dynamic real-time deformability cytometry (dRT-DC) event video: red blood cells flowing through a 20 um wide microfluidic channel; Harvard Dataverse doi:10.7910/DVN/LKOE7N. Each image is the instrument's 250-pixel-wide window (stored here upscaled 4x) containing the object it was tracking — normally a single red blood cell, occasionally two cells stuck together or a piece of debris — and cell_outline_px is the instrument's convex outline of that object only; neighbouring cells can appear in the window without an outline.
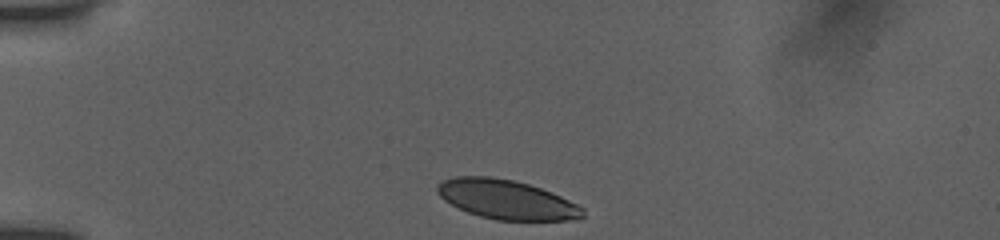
{"species": "human", "species_latin": "Homo sapiens", "temperature_condition": "room temperature", "stored_images_in_passage": 34, "camera_frame_rate_fps": 3000, "um_per_image_px": 0.085, "donor": {"sex": "female"}, "frame": {"image": 1, "passage_image": 1, "time_ms": 0.0, "image_size_px": [1000, 240], "cell_outline_px": [[584, 216], [580, 220], [496, 220], [480, 216], [468, 212], [444, 200], [436, 192], [436, 184], [444, 180], [456, 176], [488, 176], [512, 180], [528, 184], [552, 192], [584, 208]], "centroid_in_image_um": [43.06, 16.96], "position_along_channel_um": 41.9, "area_um2": 33.23}}
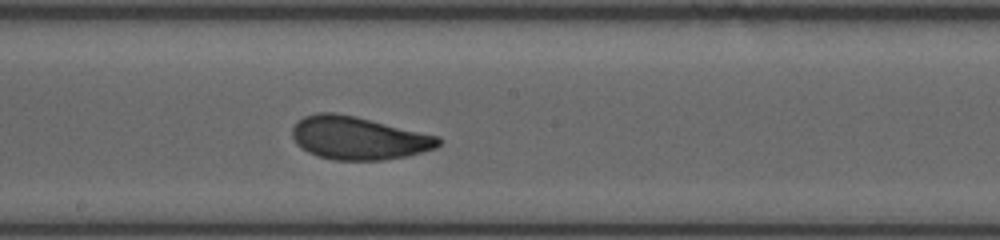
{"frame": {"image": 2, "passage_image": 18, "time_ms": 5.667, "image_size_px": [1000, 240], "cell_outline_px": [[440, 144], [436, 148], [408, 156], [384, 160], [332, 160], [316, 156], [300, 148], [296, 144], [292, 136], [292, 128], [296, 120], [304, 116], [316, 112], [332, 112], [356, 116], [440, 136]], "centroid_in_image_um": [30.44, 11.73], "position_along_channel_um": 217.8, "area_um2": 37.11}}
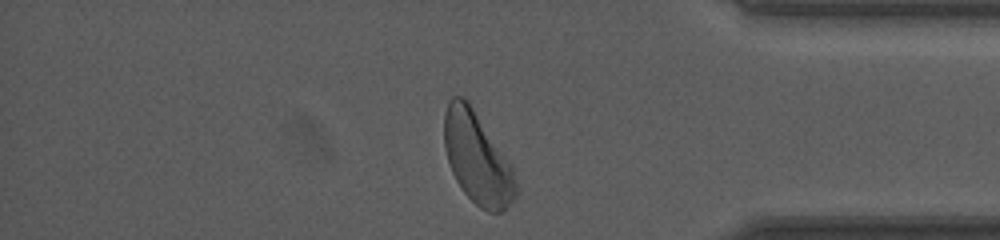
{"frame": {"image": 3, "passage_image": 33, "time_ms": 10.667, "image_size_px": [1000, 240], "cell_outline_px": [[516, 196], [504, 212], [488, 212], [480, 208], [464, 192], [456, 180], [452, 172], [444, 148], [444, 112], [448, 100], [452, 96], [464, 96], [468, 100], [512, 164], [516, 184]], "centroid_in_image_um": [40.56, 13.42], "position_along_channel_um": 394.6, "area_um2": 38.49}, "authors_computed_cell_mechanics": {"area_um2": 36.414, "velocity_mm_per_s": 3.8888, "shape_relaxation_time_tau1_ms": 3.0203, "shape_relaxation_time_tau2_ms": 0.8869, "deformation_change_tau1": 0.1306, "deformation_change_tau2": 0.0519}}